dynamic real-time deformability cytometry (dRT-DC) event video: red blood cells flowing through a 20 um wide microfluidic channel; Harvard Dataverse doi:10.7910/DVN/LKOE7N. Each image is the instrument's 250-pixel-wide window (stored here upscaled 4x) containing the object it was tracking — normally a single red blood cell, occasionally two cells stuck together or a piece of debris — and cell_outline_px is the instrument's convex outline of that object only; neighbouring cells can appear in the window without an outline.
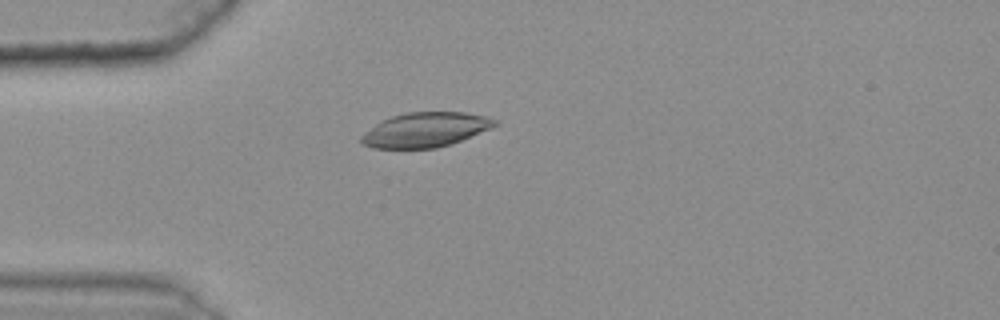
{"species": "common noctule bat (a hibernating species)", "species_latin": "Nyctalus noctula", "temperature_condition": "warm", "stored_images_in_passage": 39, "camera_frame_rate_fps": 3000, "um_per_image_px": 0.085, "animal": {"sex": "female", "body_mass_g": 25.1}, "frame": {"image": 1, "passage_image": 13, "time_ms": 4.0, "image_size_px": [1000, 320], "cell_outline_px": [[500, 124], [492, 128], [452, 144], [436, 148], [372, 148], [360, 144], [360, 136], [364, 132], [376, 124], [392, 116], [404, 112], [464, 112], [488, 116], [500, 120]], "centroid_in_image_um": [36.2, 11.03], "position_along_channel_um": 48.8, "area_um2": 27.28}}
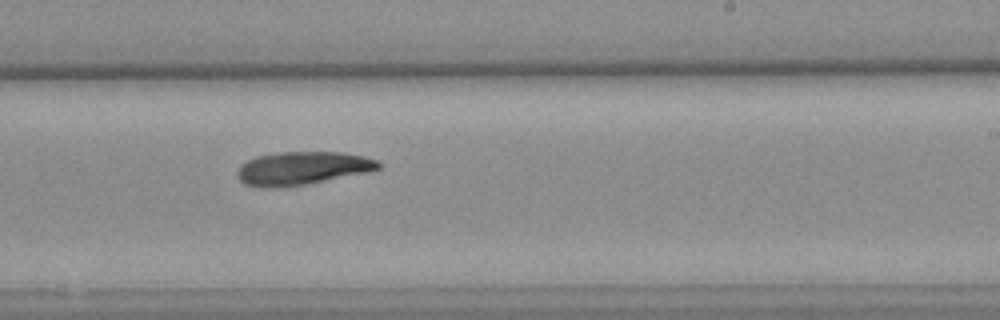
{"frame": {"image": 2, "passage_image": 32, "time_ms": 10.333, "image_size_px": [1000, 320], "cell_outline_px": [[380, 168], [368, 172], [308, 184], [276, 188], [260, 188], [244, 184], [236, 176], [236, 172], [240, 164], [256, 156], [280, 152], [340, 152], [364, 156], [376, 160], [380, 164]], "centroid_in_image_um": [25.64, 14.31], "position_along_channel_um": 263.4, "area_um2": 27.51}}
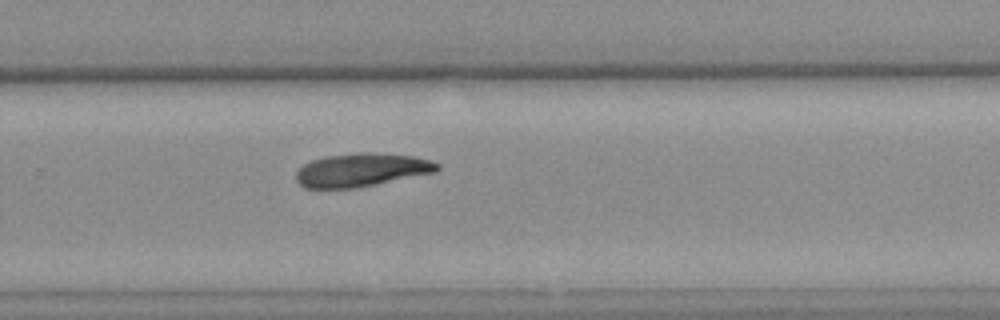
{"frame": {"image": 3, "passage_image": 35, "time_ms": 11.333, "image_size_px": [1000, 320], "cell_outline_px": [[440, 168], [436, 172], [356, 188], [304, 188], [296, 180], [296, 172], [304, 164], [312, 160], [324, 156], [360, 152], [364, 152], [412, 156], [428, 160], [440, 164]], "centroid_in_image_um": [30.71, 14.45], "position_along_channel_um": 299.1, "area_um2": 27.28}}